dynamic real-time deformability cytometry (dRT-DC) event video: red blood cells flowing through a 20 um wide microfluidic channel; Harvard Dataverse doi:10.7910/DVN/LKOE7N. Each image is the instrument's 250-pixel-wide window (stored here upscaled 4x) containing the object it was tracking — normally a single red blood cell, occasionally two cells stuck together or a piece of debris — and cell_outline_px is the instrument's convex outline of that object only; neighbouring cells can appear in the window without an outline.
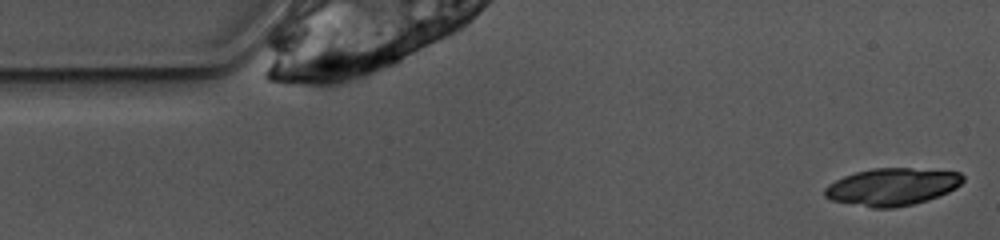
{"species": "common noctule bat (a hibernating species)", "species_latin": "Nyctalus noctula", "temperature_condition": "warm", "stored_images_in_passage": 6, "camera_frame_rate_fps": 3000, "um_per_image_px": 0.085, "animal": {"sex": "female", "body_mass_g": 10.0, "forearm_length_mm": 53.1}, "frame": {"image": 1, "passage_image": 1, "time_ms": 0.0, "image_size_px": [1000, 240], "cell_outline_px": [[964, 180], [956, 188], [948, 192], [928, 200], [912, 204], [892, 208], [872, 208], [832, 200], [824, 196], [824, 188], [828, 184], [844, 176], [856, 172], [872, 168], [912, 168], [960, 172], [964, 176]], "centroid_in_image_um": [75.83, 15.87], "position_along_channel_um": 9.2, "area_um2": 30.06}}